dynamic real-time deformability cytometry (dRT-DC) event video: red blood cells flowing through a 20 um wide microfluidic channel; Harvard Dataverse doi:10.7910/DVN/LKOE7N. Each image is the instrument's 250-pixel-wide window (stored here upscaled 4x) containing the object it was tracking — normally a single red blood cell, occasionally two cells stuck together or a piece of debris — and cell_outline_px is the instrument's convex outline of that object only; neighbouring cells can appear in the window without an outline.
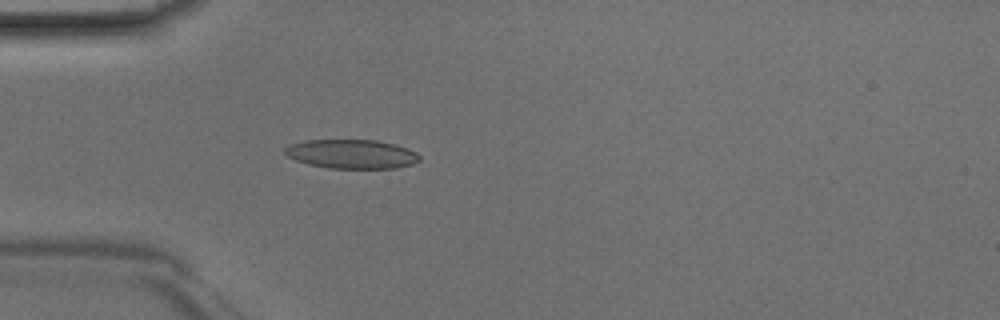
{"species": "Egyptian fruit bat (a non-hibernating species)", "species_latin": "Rousettus aegyptiacus", "temperature_condition": "room temperature", "stored_images_in_passage": 47, "camera_frame_rate_fps": 3000, "um_per_image_px": 0.085, "animal": {"sex": "male"}, "frame": {"image": 1, "passage_image": 14, "time_ms": 4.333, "image_size_px": [1000, 320], "cell_outline_px": [[420, 160], [412, 164], [396, 168], [328, 168], [308, 164], [296, 160], [288, 156], [284, 152], [284, 148], [292, 144], [304, 140], [376, 140], [408, 148], [416, 152], [420, 156]], "centroid_in_image_um": [29.89, 13.09], "position_along_channel_um": 55.1, "area_um2": 22.72}}
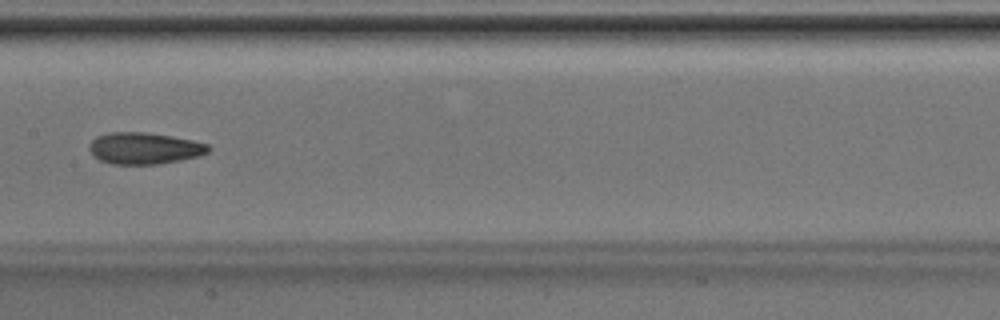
{"frame": {"image": 2, "passage_image": 24, "time_ms": 7.667, "image_size_px": [1000, 320], "cell_outline_px": [[212, 148], [208, 152], [200, 156], [180, 160], [156, 164], [112, 164], [100, 160], [92, 156], [88, 148], [88, 144], [96, 136], [108, 132], [144, 132], [172, 136], [192, 140], [208, 144]], "centroid_in_image_um": [12.24, 12.6], "position_along_channel_um": 195.2, "area_um2": 22.14}}
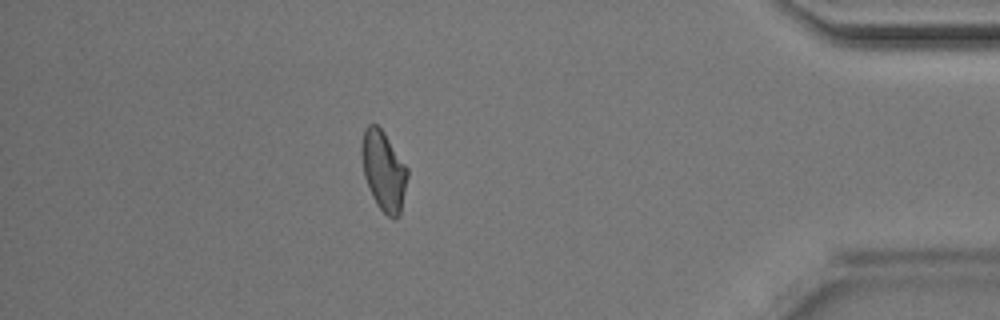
{"frame": {"image": 3, "passage_image": 41, "time_ms": 13.333, "image_size_px": [1000, 320], "cell_outline_px": [[408, 176], [400, 216], [396, 220], [388, 216], [380, 208], [372, 196], [364, 176], [360, 152], [360, 144], [364, 128], [368, 124], [376, 124], [384, 132], [408, 168]], "centroid_in_image_um": [32.6, 14.5], "position_along_channel_um": 402.6, "area_um2": 21.5}}